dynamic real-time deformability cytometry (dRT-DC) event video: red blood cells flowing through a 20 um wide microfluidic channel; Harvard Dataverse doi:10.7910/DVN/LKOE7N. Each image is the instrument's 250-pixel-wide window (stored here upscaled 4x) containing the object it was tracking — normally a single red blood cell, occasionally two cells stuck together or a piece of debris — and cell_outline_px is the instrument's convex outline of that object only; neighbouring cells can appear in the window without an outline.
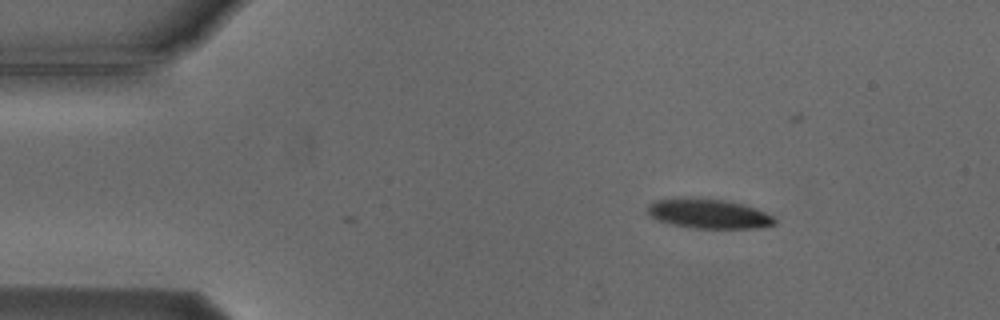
{"species": "Egyptian fruit bat (a non-hibernating species)", "species_latin": "Rousettus aegyptiacus", "temperature_condition": "cold", "stored_images_in_passage": 3, "camera_frame_rate_fps": 3000, "um_per_image_px": 0.085, "animal": {"sex": "male"}, "frame": {"image": 1, "passage_image": 3, "time_ms": 2.333, "image_size_px": [1000, 320], "cell_outline_px": [[776, 224], [760, 228], [696, 228], [672, 224], [656, 220], [648, 216], [648, 204], [656, 200], [692, 196], [728, 200], [744, 204], [756, 208], [772, 216], [776, 220]], "centroid_in_image_um": [60.22, 18.14], "position_along_channel_um": 24.8, "area_um2": 22.31}}